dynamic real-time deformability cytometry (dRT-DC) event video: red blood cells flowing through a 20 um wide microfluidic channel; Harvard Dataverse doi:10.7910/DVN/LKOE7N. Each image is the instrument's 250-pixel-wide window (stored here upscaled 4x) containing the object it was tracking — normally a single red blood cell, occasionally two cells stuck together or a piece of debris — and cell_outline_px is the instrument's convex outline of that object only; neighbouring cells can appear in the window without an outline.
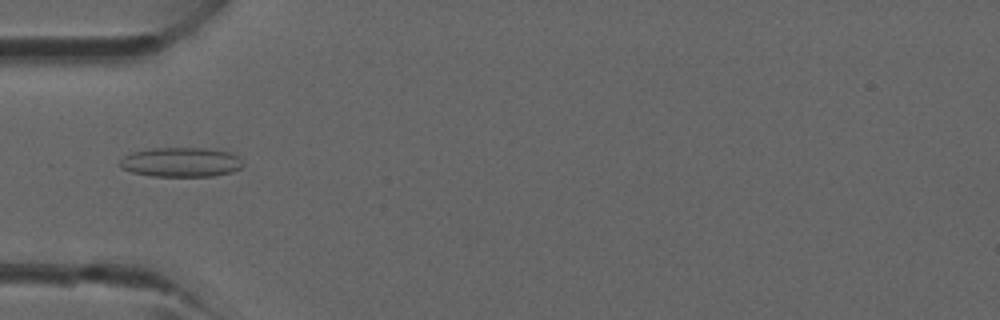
{"species": "common noctule bat (a hibernating species)", "species_latin": "Nyctalus noctula", "temperature_condition": "room temperature", "stored_images_in_passage": 26, "camera_frame_rate_fps": 3000, "um_per_image_px": 0.085, "animal": {"sex": "male", "forearm_length_mm": 52.5}, "frame": {"image": 1, "passage_image": 1, "time_ms": 0.0, "image_size_px": [1000, 320], "cell_outline_px": [[244, 164], [240, 168], [232, 172], [212, 176], [152, 176], [132, 172], [120, 168], [120, 160], [124, 156], [132, 152], [152, 148], [212, 148], [228, 152], [240, 156]], "centroid_in_image_um": [15.41, 13.78], "position_along_channel_um": 69.6, "area_um2": 21.33}}
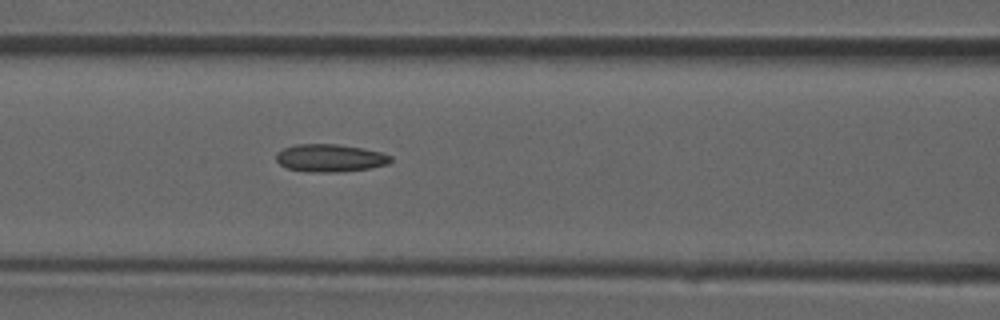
{"frame": {"image": 2, "passage_image": 5, "time_ms": 1.333, "image_size_px": [1000, 320], "cell_outline_px": [[392, 160], [388, 164], [368, 168], [336, 172], [308, 172], [288, 168], [280, 164], [276, 160], [276, 152], [284, 148], [296, 144], [336, 144], [364, 148], [380, 152], [392, 156]], "centroid_in_image_um": [28.04, 13.42], "position_along_channel_um": 138.6, "area_um2": 18.44}}
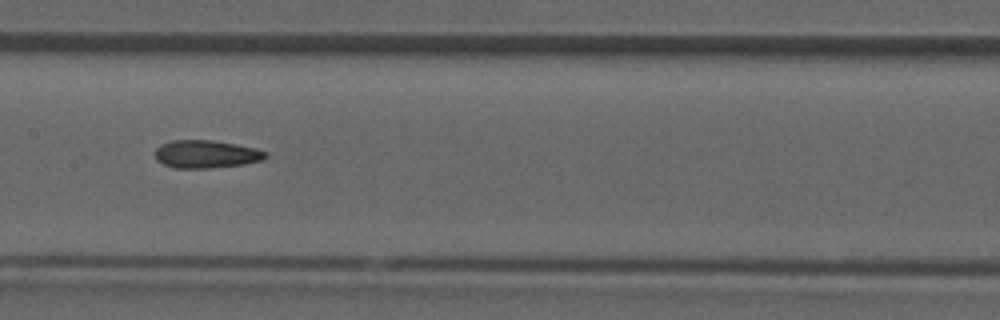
{"frame": {"image": 3, "passage_image": 8, "time_ms": 2.333, "image_size_px": [1000, 320], "cell_outline_px": [[268, 156], [264, 160], [244, 164], [208, 168], [172, 168], [156, 160], [156, 148], [160, 144], [172, 140], [212, 140], [236, 144], [256, 148], [268, 152]], "centroid_in_image_um": [17.54, 13.1], "position_along_channel_um": 189.9, "area_um2": 18.09}}